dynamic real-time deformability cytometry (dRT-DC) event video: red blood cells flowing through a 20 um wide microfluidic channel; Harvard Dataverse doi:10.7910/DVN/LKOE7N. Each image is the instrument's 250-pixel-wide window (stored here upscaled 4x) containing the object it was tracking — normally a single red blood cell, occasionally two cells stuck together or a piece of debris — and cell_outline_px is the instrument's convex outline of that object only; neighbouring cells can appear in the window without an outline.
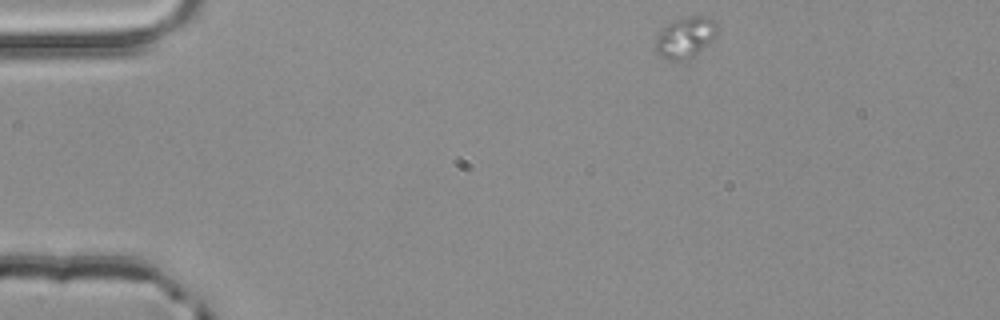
{"species": "common noctule bat (a hibernating species)", "species_latin": "Nyctalus noctula", "temperature_condition": "room temperature", "stored_images_in_passage": 2, "camera_frame_rate_fps": 3000, "um_per_image_px": 0.085, "animal": {"sex": "male", "body_mass_g": 20.4}, "frame": {"image": 1, "passage_image": 1, "time_ms": 0.0, "image_size_px": [1000, 320], "cell_outline_px": [[716, 36], [696, 56], [684, 60], [668, 60], [660, 56], [656, 52], [656, 36], [660, 28], [676, 20], [692, 16], [704, 16], [716, 20]], "centroid_in_image_um": [58.25, 3.2], "position_along_channel_um": 26.8, "area_um2": 14.8}}